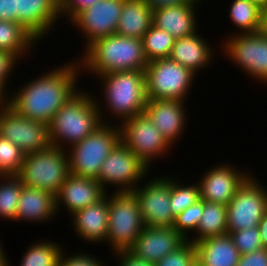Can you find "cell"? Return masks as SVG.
<instances>
[{
    "label": "cell",
    "instance_id": "15",
    "mask_svg": "<svg viewBox=\"0 0 267 266\" xmlns=\"http://www.w3.org/2000/svg\"><path fill=\"white\" fill-rule=\"evenodd\" d=\"M125 0H98L80 11L67 25L83 37L82 52L93 41L116 33ZM82 33V34H81Z\"/></svg>",
    "mask_w": 267,
    "mask_h": 266
},
{
    "label": "cell",
    "instance_id": "7",
    "mask_svg": "<svg viewBox=\"0 0 267 266\" xmlns=\"http://www.w3.org/2000/svg\"><path fill=\"white\" fill-rule=\"evenodd\" d=\"M70 175L66 150L50 146L27 153L17 176L24 186L38 188L56 196Z\"/></svg>",
    "mask_w": 267,
    "mask_h": 266
},
{
    "label": "cell",
    "instance_id": "50",
    "mask_svg": "<svg viewBox=\"0 0 267 266\" xmlns=\"http://www.w3.org/2000/svg\"><path fill=\"white\" fill-rule=\"evenodd\" d=\"M55 4L60 7L66 0H53Z\"/></svg>",
    "mask_w": 267,
    "mask_h": 266
},
{
    "label": "cell",
    "instance_id": "10",
    "mask_svg": "<svg viewBox=\"0 0 267 266\" xmlns=\"http://www.w3.org/2000/svg\"><path fill=\"white\" fill-rule=\"evenodd\" d=\"M121 141L143 162L151 171L152 166L164 159L171 158L175 149L158 128L145 114L127 118L119 124ZM169 156V157H167Z\"/></svg>",
    "mask_w": 267,
    "mask_h": 266
},
{
    "label": "cell",
    "instance_id": "32",
    "mask_svg": "<svg viewBox=\"0 0 267 266\" xmlns=\"http://www.w3.org/2000/svg\"><path fill=\"white\" fill-rule=\"evenodd\" d=\"M183 177L178 174L171 175V197H170V209L174 217H177L183 210L192 206L197 200H199V187L197 181H193L194 178H186L182 181Z\"/></svg>",
    "mask_w": 267,
    "mask_h": 266
},
{
    "label": "cell",
    "instance_id": "45",
    "mask_svg": "<svg viewBox=\"0 0 267 266\" xmlns=\"http://www.w3.org/2000/svg\"><path fill=\"white\" fill-rule=\"evenodd\" d=\"M260 232L263 247L267 248V211L257 226Z\"/></svg>",
    "mask_w": 267,
    "mask_h": 266
},
{
    "label": "cell",
    "instance_id": "33",
    "mask_svg": "<svg viewBox=\"0 0 267 266\" xmlns=\"http://www.w3.org/2000/svg\"><path fill=\"white\" fill-rule=\"evenodd\" d=\"M142 42L145 58L150 62L160 58H169L175 38L152 24L143 35Z\"/></svg>",
    "mask_w": 267,
    "mask_h": 266
},
{
    "label": "cell",
    "instance_id": "5",
    "mask_svg": "<svg viewBox=\"0 0 267 266\" xmlns=\"http://www.w3.org/2000/svg\"><path fill=\"white\" fill-rule=\"evenodd\" d=\"M145 227L137 197L133 192L108 193L109 252L128 251Z\"/></svg>",
    "mask_w": 267,
    "mask_h": 266
},
{
    "label": "cell",
    "instance_id": "28",
    "mask_svg": "<svg viewBox=\"0 0 267 266\" xmlns=\"http://www.w3.org/2000/svg\"><path fill=\"white\" fill-rule=\"evenodd\" d=\"M230 1L226 9V11L228 10L226 17L229 18L228 20L234 29L232 28L233 32L229 30L231 33L228 31L227 35L222 37L220 41L230 35L257 33L260 28L262 8L250 0Z\"/></svg>",
    "mask_w": 267,
    "mask_h": 266
},
{
    "label": "cell",
    "instance_id": "49",
    "mask_svg": "<svg viewBox=\"0 0 267 266\" xmlns=\"http://www.w3.org/2000/svg\"><path fill=\"white\" fill-rule=\"evenodd\" d=\"M250 1L258 5L262 9L267 6V0H250Z\"/></svg>",
    "mask_w": 267,
    "mask_h": 266
},
{
    "label": "cell",
    "instance_id": "31",
    "mask_svg": "<svg viewBox=\"0 0 267 266\" xmlns=\"http://www.w3.org/2000/svg\"><path fill=\"white\" fill-rule=\"evenodd\" d=\"M23 183L17 175H0V220L16 222Z\"/></svg>",
    "mask_w": 267,
    "mask_h": 266
},
{
    "label": "cell",
    "instance_id": "34",
    "mask_svg": "<svg viewBox=\"0 0 267 266\" xmlns=\"http://www.w3.org/2000/svg\"><path fill=\"white\" fill-rule=\"evenodd\" d=\"M25 155L17 145L0 136V175H17Z\"/></svg>",
    "mask_w": 267,
    "mask_h": 266
},
{
    "label": "cell",
    "instance_id": "46",
    "mask_svg": "<svg viewBox=\"0 0 267 266\" xmlns=\"http://www.w3.org/2000/svg\"><path fill=\"white\" fill-rule=\"evenodd\" d=\"M5 249L3 241L0 240V266H12V259H10L8 252L6 253L7 249Z\"/></svg>",
    "mask_w": 267,
    "mask_h": 266
},
{
    "label": "cell",
    "instance_id": "36",
    "mask_svg": "<svg viewBox=\"0 0 267 266\" xmlns=\"http://www.w3.org/2000/svg\"><path fill=\"white\" fill-rule=\"evenodd\" d=\"M155 266H197L195 244L186 240L175 251L156 262Z\"/></svg>",
    "mask_w": 267,
    "mask_h": 266
},
{
    "label": "cell",
    "instance_id": "43",
    "mask_svg": "<svg viewBox=\"0 0 267 266\" xmlns=\"http://www.w3.org/2000/svg\"><path fill=\"white\" fill-rule=\"evenodd\" d=\"M0 20L16 21V0H0Z\"/></svg>",
    "mask_w": 267,
    "mask_h": 266
},
{
    "label": "cell",
    "instance_id": "22",
    "mask_svg": "<svg viewBox=\"0 0 267 266\" xmlns=\"http://www.w3.org/2000/svg\"><path fill=\"white\" fill-rule=\"evenodd\" d=\"M105 194L106 192L96 179L70 174L55 196L58 217L64 210L68 213L65 214L70 216L96 203Z\"/></svg>",
    "mask_w": 267,
    "mask_h": 266
},
{
    "label": "cell",
    "instance_id": "27",
    "mask_svg": "<svg viewBox=\"0 0 267 266\" xmlns=\"http://www.w3.org/2000/svg\"><path fill=\"white\" fill-rule=\"evenodd\" d=\"M38 45L40 42L18 22L0 20V50L10 52L22 63L30 60Z\"/></svg>",
    "mask_w": 267,
    "mask_h": 266
},
{
    "label": "cell",
    "instance_id": "39",
    "mask_svg": "<svg viewBox=\"0 0 267 266\" xmlns=\"http://www.w3.org/2000/svg\"><path fill=\"white\" fill-rule=\"evenodd\" d=\"M8 51L0 50V89L8 96L11 91V81L17 75V67L23 63ZM19 64V65H18ZM14 72V73H13ZM13 75V77H12ZM10 82V83H9ZM9 86V87H8Z\"/></svg>",
    "mask_w": 267,
    "mask_h": 266
},
{
    "label": "cell",
    "instance_id": "8",
    "mask_svg": "<svg viewBox=\"0 0 267 266\" xmlns=\"http://www.w3.org/2000/svg\"><path fill=\"white\" fill-rule=\"evenodd\" d=\"M216 45L220 46V56L230 61L232 67L238 68L252 82L267 86V37L259 32L235 34Z\"/></svg>",
    "mask_w": 267,
    "mask_h": 266
},
{
    "label": "cell",
    "instance_id": "48",
    "mask_svg": "<svg viewBox=\"0 0 267 266\" xmlns=\"http://www.w3.org/2000/svg\"><path fill=\"white\" fill-rule=\"evenodd\" d=\"M7 104V95L0 89V108Z\"/></svg>",
    "mask_w": 267,
    "mask_h": 266
},
{
    "label": "cell",
    "instance_id": "25",
    "mask_svg": "<svg viewBox=\"0 0 267 266\" xmlns=\"http://www.w3.org/2000/svg\"><path fill=\"white\" fill-rule=\"evenodd\" d=\"M197 266H237L240 252L229 233L194 243Z\"/></svg>",
    "mask_w": 267,
    "mask_h": 266
},
{
    "label": "cell",
    "instance_id": "16",
    "mask_svg": "<svg viewBox=\"0 0 267 266\" xmlns=\"http://www.w3.org/2000/svg\"><path fill=\"white\" fill-rule=\"evenodd\" d=\"M0 136L17 145L25 154L51 146L47 124L21 116L8 104L0 108Z\"/></svg>",
    "mask_w": 267,
    "mask_h": 266
},
{
    "label": "cell",
    "instance_id": "38",
    "mask_svg": "<svg viewBox=\"0 0 267 266\" xmlns=\"http://www.w3.org/2000/svg\"><path fill=\"white\" fill-rule=\"evenodd\" d=\"M229 234L241 255L264 248L258 227L232 231Z\"/></svg>",
    "mask_w": 267,
    "mask_h": 266
},
{
    "label": "cell",
    "instance_id": "17",
    "mask_svg": "<svg viewBox=\"0 0 267 266\" xmlns=\"http://www.w3.org/2000/svg\"><path fill=\"white\" fill-rule=\"evenodd\" d=\"M187 103L184 100L148 99L145 105L144 113L174 148L183 141L188 130L191 112Z\"/></svg>",
    "mask_w": 267,
    "mask_h": 266
},
{
    "label": "cell",
    "instance_id": "1",
    "mask_svg": "<svg viewBox=\"0 0 267 266\" xmlns=\"http://www.w3.org/2000/svg\"><path fill=\"white\" fill-rule=\"evenodd\" d=\"M76 56L20 81L23 83L13 86L7 96V104L21 116L49 125L55 113L83 87L79 85L83 75Z\"/></svg>",
    "mask_w": 267,
    "mask_h": 266
},
{
    "label": "cell",
    "instance_id": "9",
    "mask_svg": "<svg viewBox=\"0 0 267 266\" xmlns=\"http://www.w3.org/2000/svg\"><path fill=\"white\" fill-rule=\"evenodd\" d=\"M197 78L190 69L170 58L152 60L145 69L147 98L188 101Z\"/></svg>",
    "mask_w": 267,
    "mask_h": 266
},
{
    "label": "cell",
    "instance_id": "2",
    "mask_svg": "<svg viewBox=\"0 0 267 266\" xmlns=\"http://www.w3.org/2000/svg\"><path fill=\"white\" fill-rule=\"evenodd\" d=\"M93 79L101 85L99 94L93 92V96L103 123L119 125L127 118L144 113L148 101L145 70L110 72Z\"/></svg>",
    "mask_w": 267,
    "mask_h": 266
},
{
    "label": "cell",
    "instance_id": "20",
    "mask_svg": "<svg viewBox=\"0 0 267 266\" xmlns=\"http://www.w3.org/2000/svg\"><path fill=\"white\" fill-rule=\"evenodd\" d=\"M186 240L174 227L145 226L128 251L139 259L155 264Z\"/></svg>",
    "mask_w": 267,
    "mask_h": 266
},
{
    "label": "cell",
    "instance_id": "37",
    "mask_svg": "<svg viewBox=\"0 0 267 266\" xmlns=\"http://www.w3.org/2000/svg\"><path fill=\"white\" fill-rule=\"evenodd\" d=\"M76 250V252L74 250L73 253H70L67 251V247H64L57 266H110L108 260H102L104 257L100 259L96 254L92 253L91 249H88L89 251L86 248L80 251ZM84 250L87 251L85 252Z\"/></svg>",
    "mask_w": 267,
    "mask_h": 266
},
{
    "label": "cell",
    "instance_id": "35",
    "mask_svg": "<svg viewBox=\"0 0 267 266\" xmlns=\"http://www.w3.org/2000/svg\"><path fill=\"white\" fill-rule=\"evenodd\" d=\"M203 213V200H197L192 206L175 217L173 227L186 239L197 229Z\"/></svg>",
    "mask_w": 267,
    "mask_h": 266
},
{
    "label": "cell",
    "instance_id": "30",
    "mask_svg": "<svg viewBox=\"0 0 267 266\" xmlns=\"http://www.w3.org/2000/svg\"><path fill=\"white\" fill-rule=\"evenodd\" d=\"M66 245L60 241L38 238L28 243L21 255L19 266H57L61 251ZM17 265V266H18Z\"/></svg>",
    "mask_w": 267,
    "mask_h": 266
},
{
    "label": "cell",
    "instance_id": "13",
    "mask_svg": "<svg viewBox=\"0 0 267 266\" xmlns=\"http://www.w3.org/2000/svg\"><path fill=\"white\" fill-rule=\"evenodd\" d=\"M158 171V169L157 172L151 171L148 177L145 178V181L143 180L132 192L137 197L145 226L173 227L175 217L169 207L171 174L169 173L168 175V173L164 172V174L159 173L162 174L159 175Z\"/></svg>",
    "mask_w": 267,
    "mask_h": 266
},
{
    "label": "cell",
    "instance_id": "23",
    "mask_svg": "<svg viewBox=\"0 0 267 266\" xmlns=\"http://www.w3.org/2000/svg\"><path fill=\"white\" fill-rule=\"evenodd\" d=\"M201 6L202 3H187L154 9L152 24L175 39L191 36L202 28L198 18L202 12H197Z\"/></svg>",
    "mask_w": 267,
    "mask_h": 266
},
{
    "label": "cell",
    "instance_id": "6",
    "mask_svg": "<svg viewBox=\"0 0 267 266\" xmlns=\"http://www.w3.org/2000/svg\"><path fill=\"white\" fill-rule=\"evenodd\" d=\"M120 141L119 125L103 123L86 138L66 149L70 174L96 179L104 160Z\"/></svg>",
    "mask_w": 267,
    "mask_h": 266
},
{
    "label": "cell",
    "instance_id": "19",
    "mask_svg": "<svg viewBox=\"0 0 267 266\" xmlns=\"http://www.w3.org/2000/svg\"><path fill=\"white\" fill-rule=\"evenodd\" d=\"M69 218V224L78 239L86 246L106 245L108 233V193L99 201L83 208Z\"/></svg>",
    "mask_w": 267,
    "mask_h": 266
},
{
    "label": "cell",
    "instance_id": "44",
    "mask_svg": "<svg viewBox=\"0 0 267 266\" xmlns=\"http://www.w3.org/2000/svg\"><path fill=\"white\" fill-rule=\"evenodd\" d=\"M146 4L152 9H158L168 6H177L187 3H206L208 0H144Z\"/></svg>",
    "mask_w": 267,
    "mask_h": 266
},
{
    "label": "cell",
    "instance_id": "18",
    "mask_svg": "<svg viewBox=\"0 0 267 266\" xmlns=\"http://www.w3.org/2000/svg\"><path fill=\"white\" fill-rule=\"evenodd\" d=\"M16 22L42 43L59 31L62 18L53 0H16Z\"/></svg>",
    "mask_w": 267,
    "mask_h": 266
},
{
    "label": "cell",
    "instance_id": "4",
    "mask_svg": "<svg viewBox=\"0 0 267 266\" xmlns=\"http://www.w3.org/2000/svg\"><path fill=\"white\" fill-rule=\"evenodd\" d=\"M102 124L93 90L82 87L51 119L48 125L51 146L66 150Z\"/></svg>",
    "mask_w": 267,
    "mask_h": 266
},
{
    "label": "cell",
    "instance_id": "26",
    "mask_svg": "<svg viewBox=\"0 0 267 266\" xmlns=\"http://www.w3.org/2000/svg\"><path fill=\"white\" fill-rule=\"evenodd\" d=\"M152 20L153 10L144 0H125L116 34L142 40L150 29Z\"/></svg>",
    "mask_w": 267,
    "mask_h": 266
},
{
    "label": "cell",
    "instance_id": "12",
    "mask_svg": "<svg viewBox=\"0 0 267 266\" xmlns=\"http://www.w3.org/2000/svg\"><path fill=\"white\" fill-rule=\"evenodd\" d=\"M253 172L227 204L228 233L257 227L267 211V186Z\"/></svg>",
    "mask_w": 267,
    "mask_h": 266
},
{
    "label": "cell",
    "instance_id": "41",
    "mask_svg": "<svg viewBox=\"0 0 267 266\" xmlns=\"http://www.w3.org/2000/svg\"><path fill=\"white\" fill-rule=\"evenodd\" d=\"M109 257L116 261V266H155L154 263L139 259L129 251H118L110 254Z\"/></svg>",
    "mask_w": 267,
    "mask_h": 266
},
{
    "label": "cell",
    "instance_id": "21",
    "mask_svg": "<svg viewBox=\"0 0 267 266\" xmlns=\"http://www.w3.org/2000/svg\"><path fill=\"white\" fill-rule=\"evenodd\" d=\"M203 33L199 30L191 36L175 39L169 55L170 59L190 69L197 76L201 75L203 71L205 72L204 69L209 68L212 64L215 65L216 62L214 60L218 58L217 55L219 57L221 55L218 52L220 49L209 43Z\"/></svg>",
    "mask_w": 267,
    "mask_h": 266
},
{
    "label": "cell",
    "instance_id": "40",
    "mask_svg": "<svg viewBox=\"0 0 267 266\" xmlns=\"http://www.w3.org/2000/svg\"><path fill=\"white\" fill-rule=\"evenodd\" d=\"M98 0H66L60 7L62 23L67 25L80 11L92 6Z\"/></svg>",
    "mask_w": 267,
    "mask_h": 266
},
{
    "label": "cell",
    "instance_id": "11",
    "mask_svg": "<svg viewBox=\"0 0 267 266\" xmlns=\"http://www.w3.org/2000/svg\"><path fill=\"white\" fill-rule=\"evenodd\" d=\"M150 173V168L120 141L104 160L96 180L106 193L132 192Z\"/></svg>",
    "mask_w": 267,
    "mask_h": 266
},
{
    "label": "cell",
    "instance_id": "24",
    "mask_svg": "<svg viewBox=\"0 0 267 266\" xmlns=\"http://www.w3.org/2000/svg\"><path fill=\"white\" fill-rule=\"evenodd\" d=\"M55 196L38 188L24 186L16 212V223L44 224L48 226L57 220ZM48 222V223H47ZM51 222V223H50Z\"/></svg>",
    "mask_w": 267,
    "mask_h": 266
},
{
    "label": "cell",
    "instance_id": "47",
    "mask_svg": "<svg viewBox=\"0 0 267 266\" xmlns=\"http://www.w3.org/2000/svg\"><path fill=\"white\" fill-rule=\"evenodd\" d=\"M262 36L267 37V6L262 9L260 28L258 31Z\"/></svg>",
    "mask_w": 267,
    "mask_h": 266
},
{
    "label": "cell",
    "instance_id": "3",
    "mask_svg": "<svg viewBox=\"0 0 267 266\" xmlns=\"http://www.w3.org/2000/svg\"><path fill=\"white\" fill-rule=\"evenodd\" d=\"M76 58L82 75L91 79L110 72L145 70L148 65L142 40L116 33L93 41Z\"/></svg>",
    "mask_w": 267,
    "mask_h": 266
},
{
    "label": "cell",
    "instance_id": "42",
    "mask_svg": "<svg viewBox=\"0 0 267 266\" xmlns=\"http://www.w3.org/2000/svg\"><path fill=\"white\" fill-rule=\"evenodd\" d=\"M237 266H267V248L240 255Z\"/></svg>",
    "mask_w": 267,
    "mask_h": 266
},
{
    "label": "cell",
    "instance_id": "14",
    "mask_svg": "<svg viewBox=\"0 0 267 266\" xmlns=\"http://www.w3.org/2000/svg\"><path fill=\"white\" fill-rule=\"evenodd\" d=\"M231 162L232 160L221 163L217 161L216 165L204 168L199 178H195L199 187V199L222 205H227L232 200L239 187L254 171L248 169L247 165L243 168Z\"/></svg>",
    "mask_w": 267,
    "mask_h": 266
},
{
    "label": "cell",
    "instance_id": "29",
    "mask_svg": "<svg viewBox=\"0 0 267 266\" xmlns=\"http://www.w3.org/2000/svg\"><path fill=\"white\" fill-rule=\"evenodd\" d=\"M228 233L227 205L203 200V213L196 231L187 239L193 243Z\"/></svg>",
    "mask_w": 267,
    "mask_h": 266
}]
</instances>
